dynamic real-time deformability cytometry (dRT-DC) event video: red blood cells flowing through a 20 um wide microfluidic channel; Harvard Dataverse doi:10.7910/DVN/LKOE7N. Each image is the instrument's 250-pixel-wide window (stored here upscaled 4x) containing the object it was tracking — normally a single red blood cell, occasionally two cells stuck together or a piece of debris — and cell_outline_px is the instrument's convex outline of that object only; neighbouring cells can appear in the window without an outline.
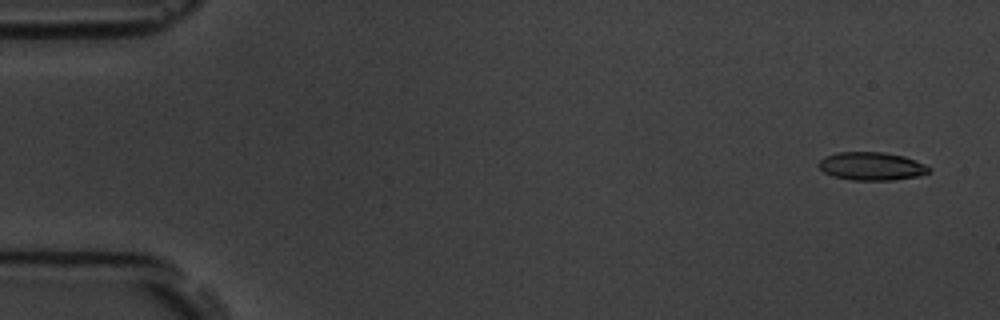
{"species": "common noctule bat (a hibernating species)", "species_latin": "Nyctalus noctula", "temperature_condition": "room temperature", "stored_images_in_passage": 5, "camera_frame_rate_fps": 3000, "um_per_image_px": 0.085, "animal": {"sex": "male", "body_mass_g": 19.5, "forearm_length_mm": 54.6}, "frame": {"image": 1, "passage_image": 1, "time_ms": 0.0, "image_size_px": [1000, 320], "cell_outline_px": [[928, 172], [916, 176], [892, 180], [852, 180], [832, 176], [824, 172], [816, 164], [824, 156], [836, 152], [884, 152], [904, 156], [924, 164], [928, 168]], "centroid_in_image_um": [74.0, 14.12], "position_along_channel_um": 11.0, "area_um2": 17.98}}
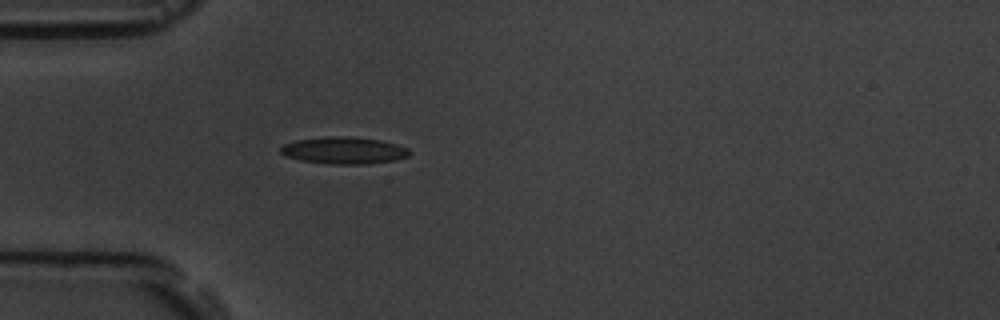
{"frame": {"image": 2, "passage_image": 5, "time_ms": 4.667, "image_size_px": [1000, 320], "cell_outline_px": [[412, 152], [408, 156], [396, 160], [368, 164], [328, 164], [300, 160], [284, 156], [280, 152], [280, 148], [284, 144], [296, 140], [324, 136], [348, 136], [380, 140], [396, 144], [408, 148]], "centroid_in_image_um": [29.23, 12.79], "position_along_channel_um": 55.8, "area_um2": 20.46}}